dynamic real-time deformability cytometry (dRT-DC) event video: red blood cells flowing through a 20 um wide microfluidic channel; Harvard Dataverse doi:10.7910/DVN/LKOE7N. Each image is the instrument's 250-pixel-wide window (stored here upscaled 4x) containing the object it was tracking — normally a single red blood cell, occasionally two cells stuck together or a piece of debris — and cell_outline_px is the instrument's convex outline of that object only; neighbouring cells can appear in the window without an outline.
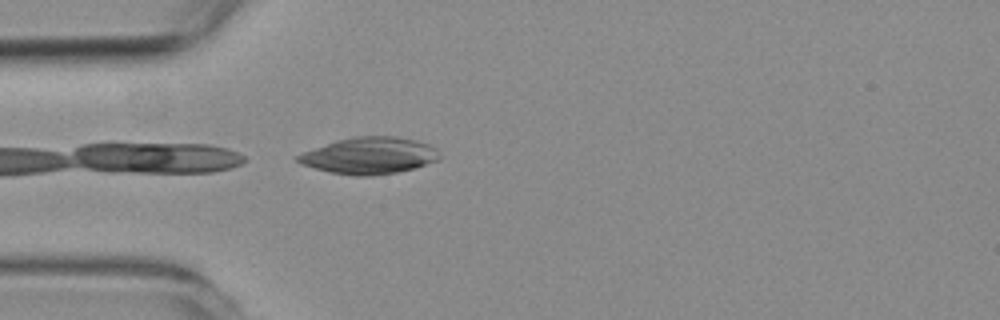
{"species": "common noctule bat (a hibernating species)", "species_latin": "Nyctalus noctula", "temperature_condition": "room temperature", "stored_images_in_passage": 3, "camera_frame_rate_fps": 3000, "um_per_image_px": 0.085, "animal": {"sex": "female", "body_mass_g": 19.3, "forearm_length_mm": 54.1}, "frame": {"image": 1, "passage_image": 3, "time_ms": 0.667, "image_size_px": [1000, 320], "cell_outline_px": [[440, 156], [436, 160], [412, 168], [396, 172], [372, 176], [356, 176], [328, 172], [300, 164], [296, 160], [296, 156], [304, 152], [336, 140], [356, 136], [396, 136], [416, 140], [428, 144], [436, 148]], "centroid_in_image_um": [31.37, 13.23], "position_along_channel_um": 53.6, "area_um2": 30.06}}